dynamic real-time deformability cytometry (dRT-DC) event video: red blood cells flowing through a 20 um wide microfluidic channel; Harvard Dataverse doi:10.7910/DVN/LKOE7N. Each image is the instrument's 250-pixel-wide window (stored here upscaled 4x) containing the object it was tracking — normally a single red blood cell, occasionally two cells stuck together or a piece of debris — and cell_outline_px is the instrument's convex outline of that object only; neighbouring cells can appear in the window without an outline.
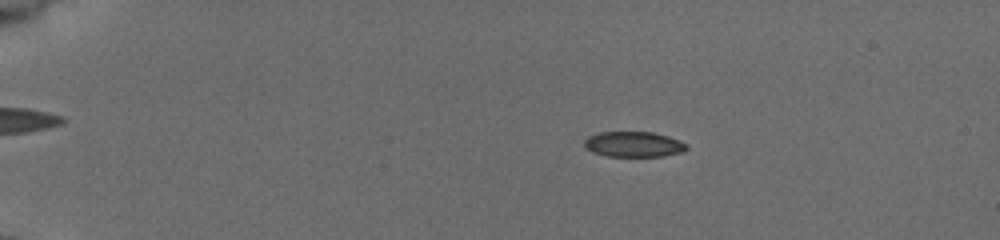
{"species": "common noctule bat (a hibernating species)", "species_latin": "Nyctalus noctula", "temperature_condition": "cold", "stored_images_in_passage": 46, "camera_frame_rate_fps": 3000, "um_per_image_px": 0.085, "animal": {"sex": "female", "body_mass_g": 19.5, "forearm_length_mm": 54.1}, "frame": {"image": 1, "passage_image": 3, "time_ms": 0.667, "image_size_px": [1000, 240], "cell_outline_px": [[688, 148], [684, 152], [660, 156], [604, 156], [592, 152], [584, 144], [584, 140], [588, 136], [600, 132], [652, 132], [668, 136], [680, 140], [688, 144]], "centroid_in_image_um": [53.89, 12.26], "position_along_channel_um": 31.1, "area_um2": 15.2}}
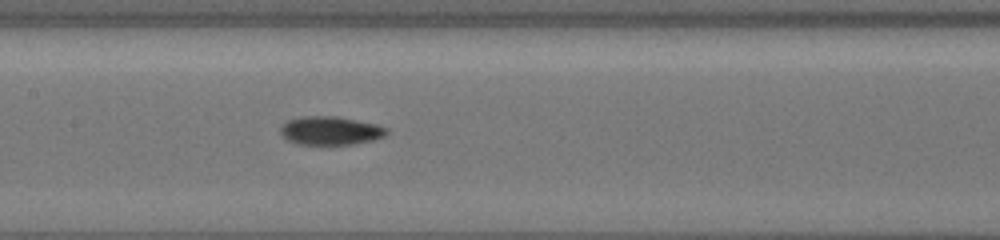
{"frame": {"image": 2, "passage_image": 21, "time_ms": 6.667, "image_size_px": [1000, 240], "cell_outline_px": [[388, 132], [384, 136], [372, 140], [352, 144], [296, 144], [288, 140], [280, 132], [280, 128], [288, 120], [300, 116], [336, 116], [376, 124], [388, 128]], "centroid_in_image_um": [28.08, 11.1], "position_along_channel_um": 179.3, "area_um2": 17.51}}
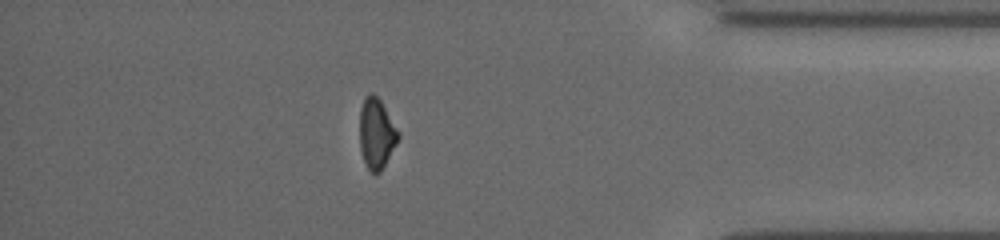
{"frame": {"image": 3, "passage_image": 40, "time_ms": 13.0, "image_size_px": [1000, 240], "cell_outline_px": [[400, 136], [396, 144], [380, 172], [372, 172], [368, 168], [364, 160], [360, 148], [360, 108], [364, 96], [368, 92], [372, 92], [380, 100], [400, 132]], "centroid_in_image_um": [32.0, 11.29], "position_along_channel_um": 403.2, "area_um2": 15.72}, "authors_computed_cell_mechanics": {"area_um2": 16.473, "velocity_mm_per_s": 3.9306, "shape_relaxation_time_tau1_ms": 3.848, "shape_relaxation_time_tau2_ms": 4.2162, "deformation_change_tau1": 0.1212, "deformation_change_tau2": 0.0972}}